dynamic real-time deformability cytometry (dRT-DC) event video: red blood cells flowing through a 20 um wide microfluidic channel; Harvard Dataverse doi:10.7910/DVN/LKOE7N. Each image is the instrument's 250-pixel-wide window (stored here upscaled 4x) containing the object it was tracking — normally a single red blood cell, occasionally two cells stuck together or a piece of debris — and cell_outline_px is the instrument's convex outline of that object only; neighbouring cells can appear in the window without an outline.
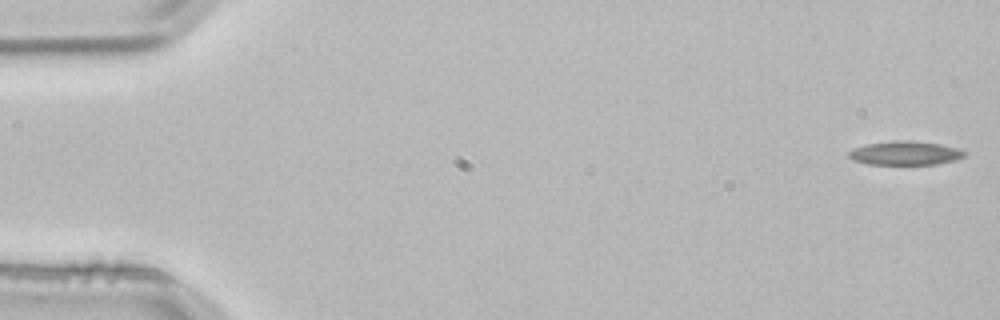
{"species": "common noctule bat (a hibernating species)", "species_latin": "Nyctalus noctula", "temperature_condition": "room temperature", "stored_images_in_passage": 53, "camera_frame_rate_fps": 3000, "um_per_image_px": 0.085, "animal": {"sex": "male", "body_mass_g": 21.5, "forearm_length_mm": 52.0}, "frame": {"image": 1, "passage_image": 1, "time_ms": 0.0, "image_size_px": [1000, 320], "cell_outline_px": [[964, 156], [956, 160], [936, 164], [868, 164], [852, 160], [848, 156], [848, 152], [856, 148], [868, 144], [896, 140], [908, 140], [940, 144], [956, 148], [964, 152]], "centroid_in_image_um": [76.92, 13.02], "position_along_channel_um": 8.1, "area_um2": 15.84}}
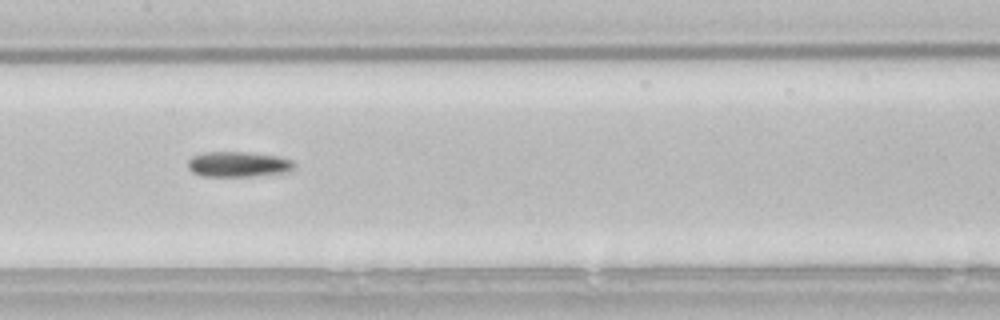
{"frame": {"image": 2, "passage_image": 26, "time_ms": 8.333, "image_size_px": [1000, 320], "cell_outline_px": [[296, 164], [292, 168], [284, 172], [248, 176], [204, 176], [192, 172], [188, 168], [188, 160], [192, 156], [204, 152], [248, 152], [276, 156], [292, 160]], "centroid_in_image_um": [20.2, 13.95], "position_along_channel_um": 187.2, "area_um2": 15.49}}
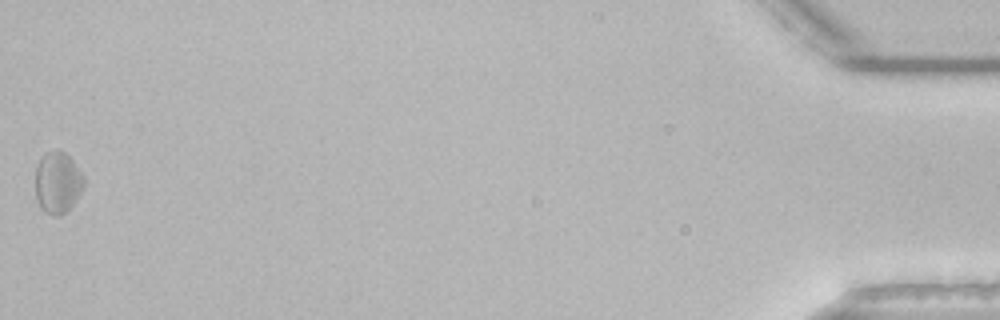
{"frame": {"image": 3, "passage_image": 53, "time_ms": 17.333, "image_size_px": [1000, 320], "cell_outline_px": [[84, 188], [76, 200], [60, 216], [52, 216], [44, 212], [40, 208], [36, 200], [36, 168], [44, 152], [56, 148], [64, 152], [72, 160], [84, 176]], "centroid_in_image_um": [4.89, 15.51], "position_along_channel_um": 430.3, "area_um2": 17.57}}